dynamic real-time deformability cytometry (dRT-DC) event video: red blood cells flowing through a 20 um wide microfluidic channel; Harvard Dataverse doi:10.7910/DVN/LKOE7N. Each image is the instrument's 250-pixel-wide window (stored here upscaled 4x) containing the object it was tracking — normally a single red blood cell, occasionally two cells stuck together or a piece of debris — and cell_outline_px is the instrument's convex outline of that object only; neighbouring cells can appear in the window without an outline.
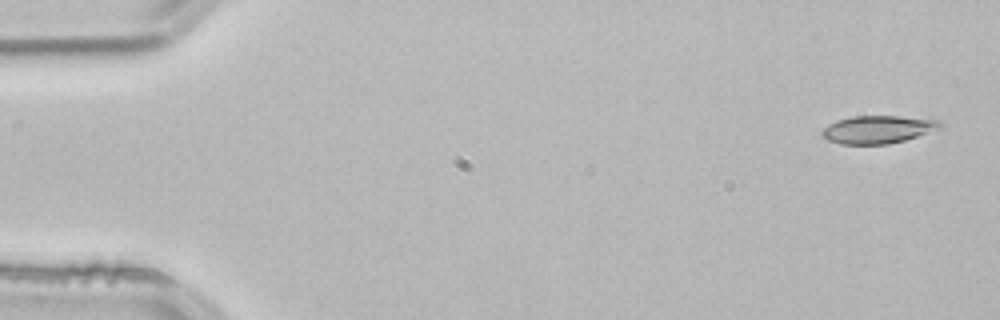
{"species": "common noctule bat (a hibernating species)", "species_latin": "Nyctalus noctula", "temperature_condition": "room temperature", "stored_images_in_passage": 3, "camera_frame_rate_fps": 3000, "um_per_image_px": 0.085, "animal": {"sex": "male", "body_mass_g": 21.5, "forearm_length_mm": 52.0}, "frame": {"image": 1, "passage_image": 1, "time_ms": 0.0, "image_size_px": [1000, 320], "cell_outline_px": [[940, 128], [904, 140], [888, 144], [840, 144], [828, 140], [820, 136], [820, 132], [828, 124], [836, 120], [852, 116], [900, 116], [940, 120]], "centroid_in_image_um": [74.55, 11.0], "position_along_channel_um": 10.5, "area_um2": 19.07}}